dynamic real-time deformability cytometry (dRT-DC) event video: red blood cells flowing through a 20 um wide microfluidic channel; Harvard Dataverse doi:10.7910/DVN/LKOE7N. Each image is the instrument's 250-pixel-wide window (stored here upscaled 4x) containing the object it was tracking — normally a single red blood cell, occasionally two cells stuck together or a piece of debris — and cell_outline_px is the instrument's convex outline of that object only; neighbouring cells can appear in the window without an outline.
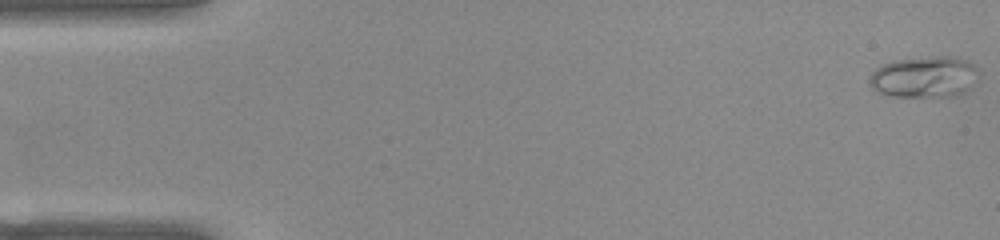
{"species": "common noctule bat (a hibernating species)", "species_latin": "Nyctalus noctula", "temperature_condition": "warm", "stored_images_in_passage": 50, "camera_frame_rate_fps": 3000, "um_per_image_px": 0.085, "animal": {"sex": "female", "body_mass_g": 22.0, "forearm_length_mm": 56.7}, "frame": {"image": 1, "passage_image": 1, "time_ms": 0.0, "image_size_px": [1000, 240], "cell_outline_px": [[980, 72], [972, 88], [964, 92], [948, 96], [892, 96], [880, 92], [872, 88], [868, 84], [872, 72], [876, 68], [892, 60], [932, 56], [948, 56], [964, 60], [980, 68]], "centroid_in_image_um": [78.6, 6.53], "position_along_channel_um": 6.4, "area_um2": 26.36}}
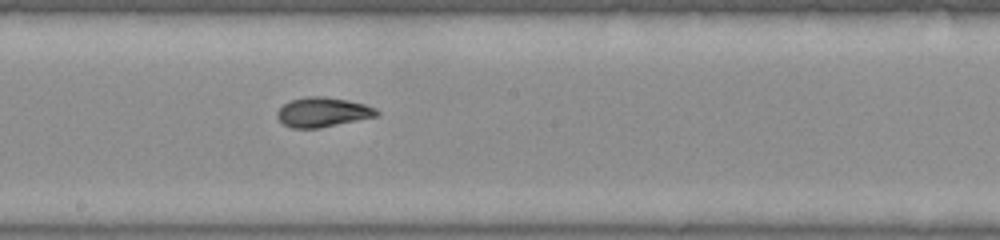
{"frame": {"image": 2, "passage_image": 28, "time_ms": 9.0, "image_size_px": [1000, 240], "cell_outline_px": [[380, 112], [376, 116], [320, 128], [292, 128], [284, 124], [276, 116], [276, 112], [284, 104], [292, 100], [308, 96], [324, 96], [348, 100], [364, 104], [376, 108]], "centroid_in_image_um": [27.43, 9.53], "position_along_channel_um": 220.8, "area_um2": 17.05}}
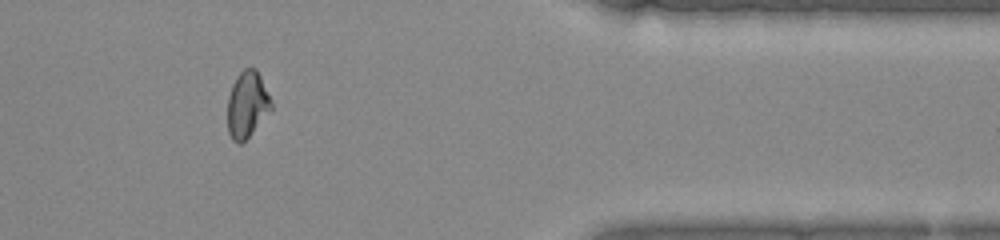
{"frame": {"image": 3, "passage_image": 43, "time_ms": 14.0, "image_size_px": [1000, 240], "cell_outline_px": [[272, 108], [248, 136], [240, 144], [236, 144], [232, 140], [228, 132], [228, 96], [232, 84], [236, 76], [244, 68], [256, 68], [260, 76], [272, 104]], "centroid_in_image_um": [20.97, 8.87], "position_along_channel_um": 390.4, "area_um2": 16.59}, "authors_computed_cell_mechanics": {"area_um2": 17.2244, "velocity_mm_per_s": 3.9158, "shape_relaxation_time_tau1_ms": 8.4675, "shape_relaxation_time_tau2_ms": 1.2847, "deformation_change_tau1": 0.2567, "deformation_change_tau2": 0.0622}}